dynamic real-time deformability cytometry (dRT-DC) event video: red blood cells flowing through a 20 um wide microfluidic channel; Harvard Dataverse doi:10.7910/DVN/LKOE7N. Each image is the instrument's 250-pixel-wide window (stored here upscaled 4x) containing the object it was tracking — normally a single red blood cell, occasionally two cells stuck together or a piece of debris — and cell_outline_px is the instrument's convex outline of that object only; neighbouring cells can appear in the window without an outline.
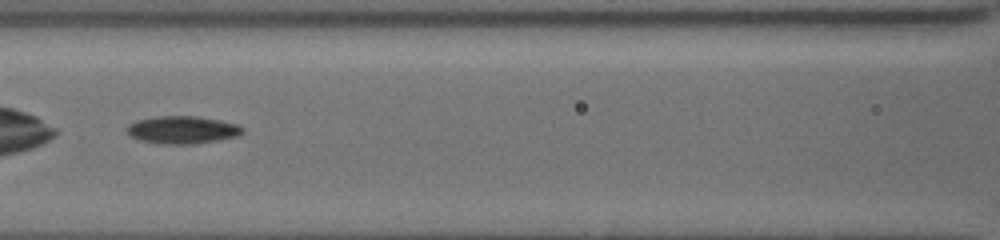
{"species": "common noctule bat (a hibernating species)", "species_latin": "Nyctalus noctula", "temperature_condition": "cold", "stored_images_in_passage": 27, "camera_frame_rate_fps": 3000, "um_per_image_px": 0.085, "animal": {"sex": "female", "body_mass_g": 19.5, "forearm_length_mm": 54.1}, "frame": {"image": 1, "passage_image": 8, "time_ms": 4.0, "image_size_px": [1000, 240], "cell_outline_px": [[244, 132], [236, 136], [216, 140], [192, 144], [168, 144], [140, 140], [132, 136], [124, 128], [128, 124], [136, 120], [156, 116], [196, 116], [220, 120], [240, 124], [244, 128]], "centroid_in_image_um": [15.51, 11.02], "position_along_channel_um": 151.1, "area_um2": 18.61}}